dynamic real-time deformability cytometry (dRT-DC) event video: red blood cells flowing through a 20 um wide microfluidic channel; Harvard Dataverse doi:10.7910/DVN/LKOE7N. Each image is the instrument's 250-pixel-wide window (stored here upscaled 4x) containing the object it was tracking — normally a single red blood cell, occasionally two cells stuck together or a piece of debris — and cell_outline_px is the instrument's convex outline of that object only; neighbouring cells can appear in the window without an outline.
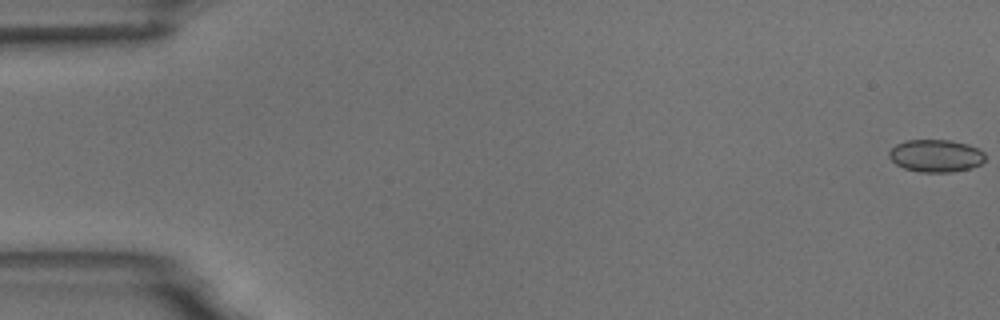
{"species": "common noctule bat (a hibernating species)", "species_latin": "Nyctalus noctula", "temperature_condition": "room temperature", "stored_images_in_passage": 10, "camera_frame_rate_fps": 3000, "um_per_image_px": 0.085, "animal": {"sex": "male", "body_mass_g": 18.8}, "frame": {"image": 1, "passage_image": 1, "time_ms": 0.0, "image_size_px": [1000, 320], "cell_outline_px": [[984, 160], [980, 164], [972, 168], [952, 172], [920, 172], [904, 168], [896, 164], [888, 156], [888, 152], [896, 144], [904, 140], [948, 140], [968, 144], [984, 152]], "centroid_in_image_um": [79.53, 13.24], "position_along_channel_um": 5.5, "area_um2": 18.21}}
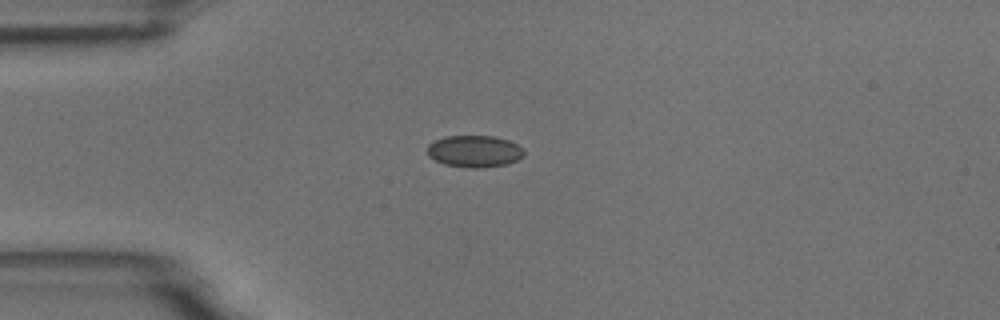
{"frame": {"image": 2, "passage_image": 5, "time_ms": 4.667, "image_size_px": [1000, 320], "cell_outline_px": [[524, 156], [516, 160], [504, 164], [480, 168], [472, 168], [444, 164], [428, 156], [428, 144], [444, 136], [492, 136], [508, 140], [524, 148]], "centroid_in_image_um": [40.33, 12.85], "position_along_channel_um": 44.7, "area_um2": 17.8}}
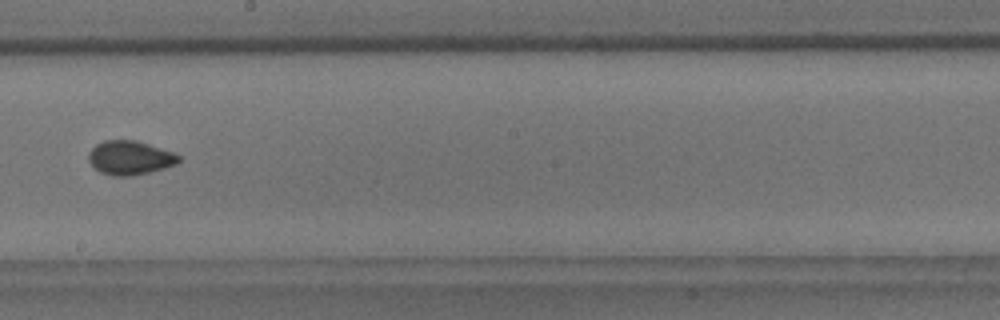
{"frame": {"image": 3, "passage_image": 10, "time_ms": 10.333, "image_size_px": [1000, 320], "cell_outline_px": [[180, 160], [176, 164], [164, 168], [132, 176], [112, 176], [100, 172], [88, 160], [88, 152], [96, 144], [104, 140], [136, 140], [172, 152], [180, 156]], "centroid_in_image_um": [11.02, 13.41], "position_along_channel_um": 237.2, "area_um2": 17.74}}